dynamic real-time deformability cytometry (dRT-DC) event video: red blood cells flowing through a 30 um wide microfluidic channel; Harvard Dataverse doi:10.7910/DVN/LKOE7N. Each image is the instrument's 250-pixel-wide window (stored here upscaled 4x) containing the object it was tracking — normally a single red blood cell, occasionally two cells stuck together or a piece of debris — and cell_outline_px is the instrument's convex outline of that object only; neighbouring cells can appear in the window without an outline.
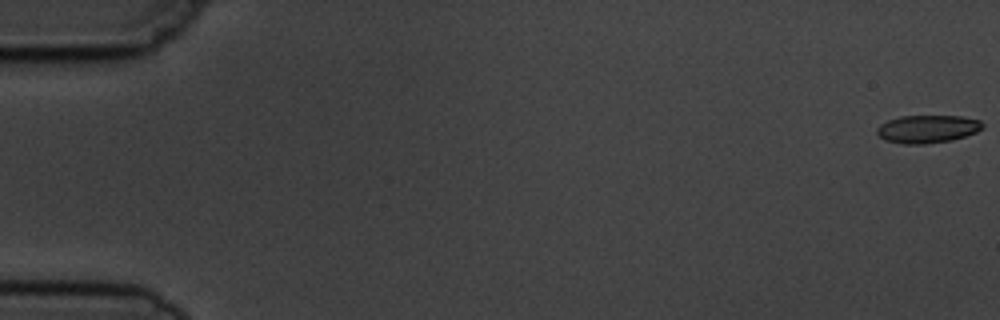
{"species": "common noctule bat (a hibernating species)", "species_latin": "Nyctalus noctula", "temperature_condition": "cold", "stored_images_in_passage": 4, "camera_frame_rate_fps": 3000, "um_per_image_px": 0.085, "animal": {"sex": "male", "body_mass_g": 19.5, "forearm_length_mm": 54.6}, "frame": {"image": 1, "passage_image": 1, "time_ms": 0.0, "image_size_px": [1000, 320], "cell_outline_px": [[984, 128], [976, 132], [952, 140], [924, 144], [904, 144], [884, 140], [876, 132], [876, 128], [880, 124], [888, 120], [900, 116], [960, 116], [980, 120], [984, 124]], "centroid_in_image_um": [78.83, 10.96], "position_along_channel_um": 6.2, "area_um2": 17.22}}